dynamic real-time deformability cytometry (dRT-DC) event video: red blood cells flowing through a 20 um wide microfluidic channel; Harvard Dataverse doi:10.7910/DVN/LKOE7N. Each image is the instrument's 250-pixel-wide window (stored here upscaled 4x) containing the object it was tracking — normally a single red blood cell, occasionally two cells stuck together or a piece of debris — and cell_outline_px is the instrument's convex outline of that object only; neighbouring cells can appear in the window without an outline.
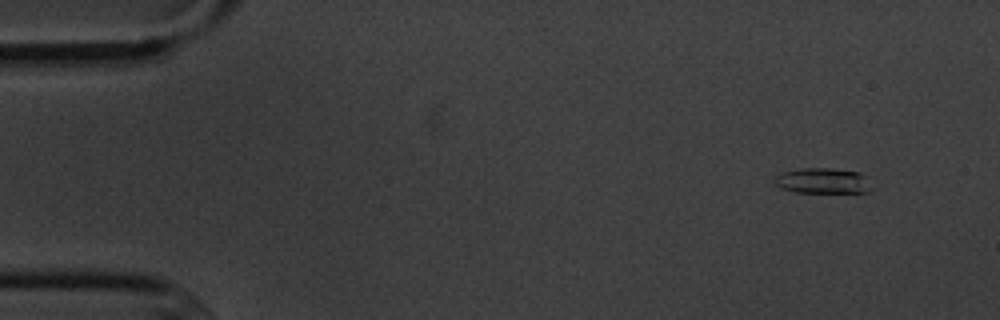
{"species": "common noctule bat (a hibernating species)", "species_latin": "Nyctalus noctula", "temperature_condition": "cold", "stored_images_in_passage": 4, "camera_frame_rate_fps": 3000, "um_per_image_px": 0.085, "animal": {"sex": "male", "body_mass_g": 20.1, "forearm_length_mm": 53.5}, "frame": {"image": 1, "passage_image": 1, "time_ms": 0.0, "image_size_px": [1000, 320], "cell_outline_px": [[872, 188], [868, 192], [796, 192], [780, 188], [772, 180], [780, 172], [804, 168], [832, 168], [860, 172], [868, 176]], "centroid_in_image_um": [69.96, 15.36], "position_along_channel_um": 15.0, "area_um2": 14.62}}
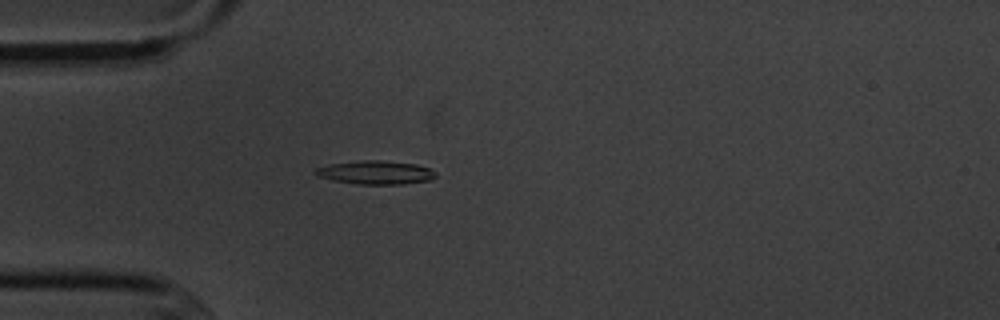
{"frame": {"image": 2, "passage_image": 4, "time_ms": 3.667, "image_size_px": [1000, 320], "cell_outline_px": [[436, 176], [432, 180], [404, 184], [356, 184], [332, 180], [316, 176], [312, 172], [316, 168], [328, 164], [364, 160], [380, 160], [416, 164], [428, 168], [436, 172]], "centroid_in_image_um": [31.9, 14.66], "position_along_channel_um": 53.1, "area_um2": 16.65}}